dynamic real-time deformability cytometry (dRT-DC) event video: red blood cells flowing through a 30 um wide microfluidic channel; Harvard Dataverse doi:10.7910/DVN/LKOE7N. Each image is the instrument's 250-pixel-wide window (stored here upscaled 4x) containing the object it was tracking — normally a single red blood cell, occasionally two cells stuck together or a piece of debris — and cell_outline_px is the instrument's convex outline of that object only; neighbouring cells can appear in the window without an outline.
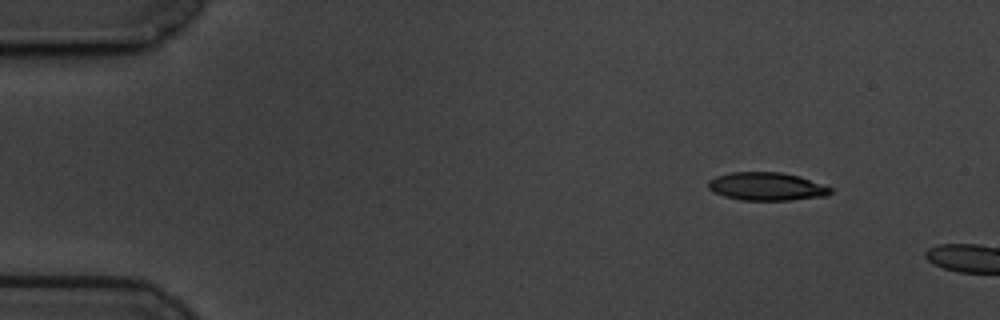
{"species": "common noctule bat (a hibernating species)", "species_latin": "Nyctalus noctula", "temperature_condition": "cold", "stored_images_in_passage": 5, "camera_frame_rate_fps": 3000, "um_per_image_px": 0.085, "animal": {"sex": "male", "body_mass_g": 19.5, "forearm_length_mm": 54.6}, "frame": {"image": 1, "passage_image": 1, "time_ms": 0.0, "image_size_px": [1000, 320], "cell_outline_px": [[832, 192], [828, 196], [788, 200], [740, 200], [724, 196], [708, 188], [708, 180], [716, 176], [732, 172], [780, 172], [800, 176], [832, 188]], "centroid_in_image_um": [65.18, 15.85], "position_along_channel_um": 19.8, "area_um2": 20.0}}